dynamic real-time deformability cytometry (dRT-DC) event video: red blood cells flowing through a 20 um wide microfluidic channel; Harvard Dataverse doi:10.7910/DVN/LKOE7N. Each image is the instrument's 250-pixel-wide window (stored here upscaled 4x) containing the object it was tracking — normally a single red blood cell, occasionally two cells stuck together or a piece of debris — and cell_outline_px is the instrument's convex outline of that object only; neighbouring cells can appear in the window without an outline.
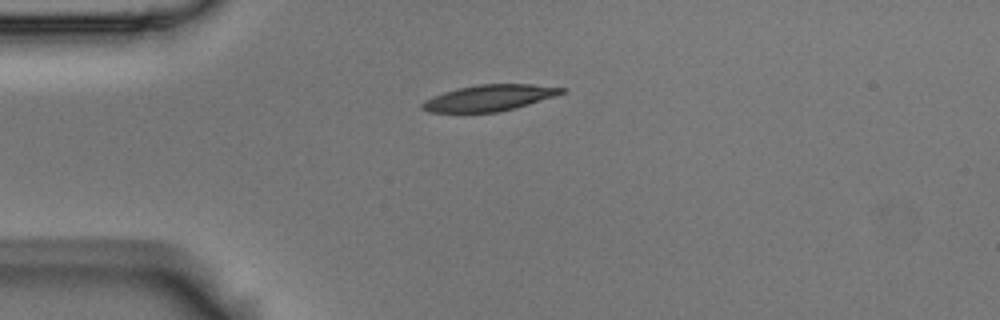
{"species": "Egyptian fruit bat (a non-hibernating species)", "species_latin": "Rousettus aegyptiacus", "temperature_condition": "room temperature", "stored_images_in_passage": 44, "camera_frame_rate_fps": 3000, "um_per_image_px": 0.085, "animal": {"sex": "male"}, "frame": {"image": 1, "passage_image": 1, "time_ms": 0.0, "image_size_px": [1000, 320], "cell_outline_px": [[568, 88], [564, 92], [528, 104], [500, 112], [428, 112], [420, 108], [420, 104], [424, 100], [432, 96], [444, 92], [476, 84], [532, 84]], "centroid_in_image_um": [41.54, 8.32], "position_along_channel_um": 43.5, "area_um2": 21.1}}
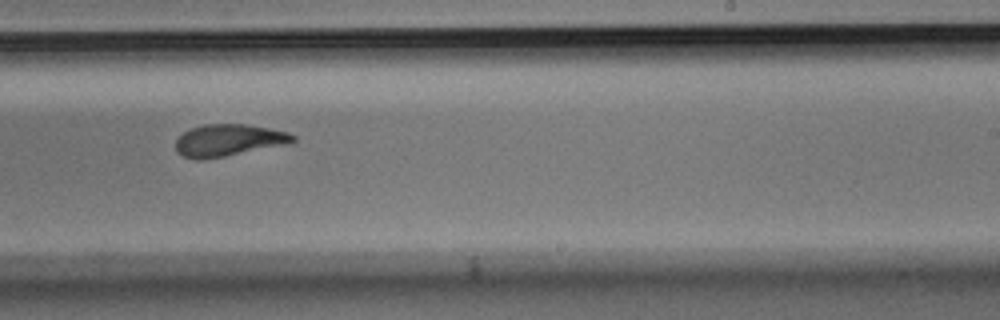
{"frame": {"image": 2, "passage_image": 22, "time_ms": 7.0, "image_size_px": [1000, 320], "cell_outline_px": [[296, 140], [224, 156], [200, 160], [196, 160], [184, 156], [176, 152], [176, 140], [184, 132], [192, 128], [204, 124], [248, 124], [288, 132], [296, 136]], "centroid_in_image_um": [19.34, 11.9], "position_along_channel_um": 269.7, "area_um2": 21.15}}
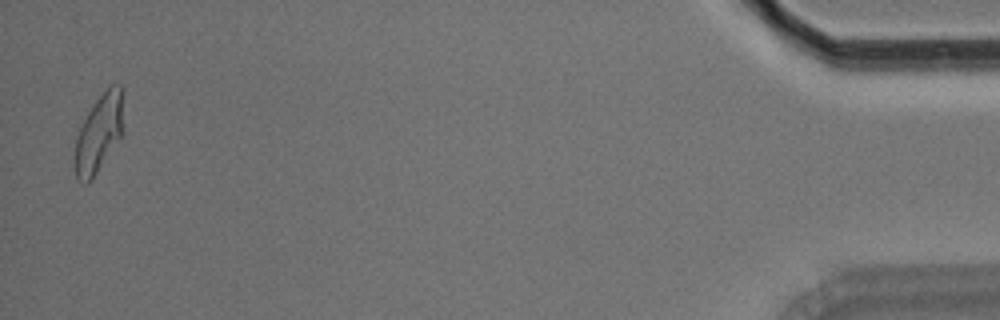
{"frame": {"image": 3, "passage_image": 43, "time_ms": 14.0, "image_size_px": [1000, 320], "cell_outline_px": [[124, 132], [92, 180], [88, 184], [84, 184], [76, 180], [76, 136], [88, 112], [96, 100], [112, 84], [120, 84], [124, 88]], "centroid_in_image_um": [8.48, 11.3], "position_along_channel_um": 426.7, "area_um2": 22.31}, "authors_computed_cell_mechanics": {"area_um2": 22.0507, "velocity_mm_per_s": 3.525, "shape_relaxation_time_tau1_ms": 7.8748, "shape_relaxation_time_tau2_ms": 2.3001, "deformation_change_tau1": 0.2119, "deformation_change_tau2": 0.096}}